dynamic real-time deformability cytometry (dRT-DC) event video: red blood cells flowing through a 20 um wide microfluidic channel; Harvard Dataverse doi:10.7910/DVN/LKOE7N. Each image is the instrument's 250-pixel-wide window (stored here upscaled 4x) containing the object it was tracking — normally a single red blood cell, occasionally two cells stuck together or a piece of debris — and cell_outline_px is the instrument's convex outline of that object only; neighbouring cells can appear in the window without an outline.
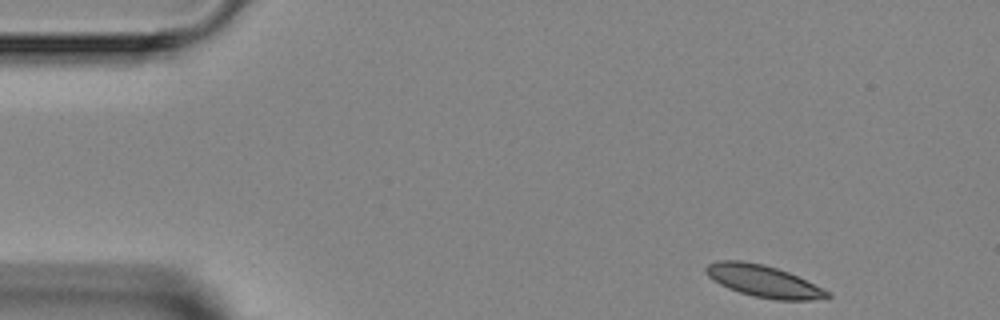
{"species": "Egyptian fruit bat (a non-hibernating species)", "species_latin": "Rousettus aegyptiacus", "temperature_condition": "room temperature", "stored_images_in_passage": 4, "camera_frame_rate_fps": 3000, "um_per_image_px": 0.085, "animal": {"sex": "female"}, "frame": {"image": 1, "passage_image": 1, "time_ms": 0.0, "image_size_px": [1000, 320], "cell_outline_px": [[832, 296], [812, 300], [776, 300], [752, 296], [728, 288], [712, 280], [704, 272], [704, 268], [708, 264], [716, 260], [740, 260], [764, 264], [788, 272], [832, 292]], "centroid_in_image_um": [64.88, 23.89], "position_along_channel_um": 20.1, "area_um2": 22.72}}